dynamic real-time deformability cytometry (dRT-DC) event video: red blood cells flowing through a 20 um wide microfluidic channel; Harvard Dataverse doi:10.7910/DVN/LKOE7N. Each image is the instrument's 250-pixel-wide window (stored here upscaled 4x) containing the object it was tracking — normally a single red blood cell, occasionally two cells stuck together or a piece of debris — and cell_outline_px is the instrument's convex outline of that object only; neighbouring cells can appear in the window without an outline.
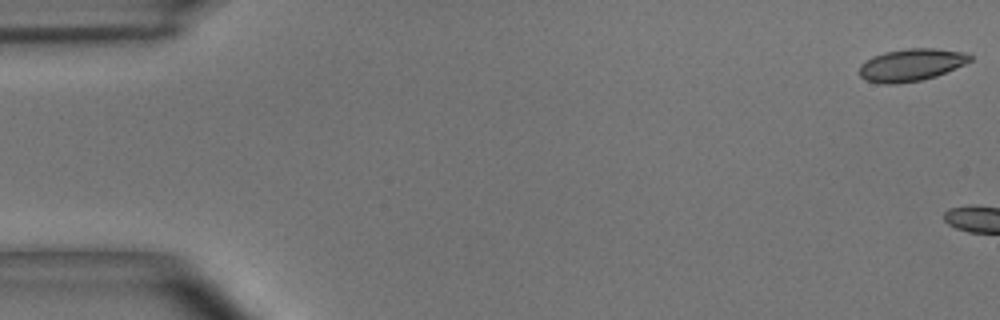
{"species": "common noctule bat (a hibernating species)", "species_latin": "Nyctalus noctula", "temperature_condition": "room temperature", "stored_images_in_passage": 5, "camera_frame_rate_fps": 3000, "um_per_image_px": 0.085, "animal": {"sex": "male", "body_mass_g": 15.6}, "frame": {"image": 1, "passage_image": 1, "time_ms": 0.0, "image_size_px": [1000, 320], "cell_outline_px": [[972, 60], [964, 64], [936, 76], [924, 80], [896, 84], [880, 84], [864, 80], [860, 76], [860, 64], [864, 60], [872, 56], [884, 52], [908, 48], [936, 48], [968, 52], [972, 56]], "centroid_in_image_um": [77.44, 5.51], "position_along_channel_um": 7.6, "area_um2": 21.21}}